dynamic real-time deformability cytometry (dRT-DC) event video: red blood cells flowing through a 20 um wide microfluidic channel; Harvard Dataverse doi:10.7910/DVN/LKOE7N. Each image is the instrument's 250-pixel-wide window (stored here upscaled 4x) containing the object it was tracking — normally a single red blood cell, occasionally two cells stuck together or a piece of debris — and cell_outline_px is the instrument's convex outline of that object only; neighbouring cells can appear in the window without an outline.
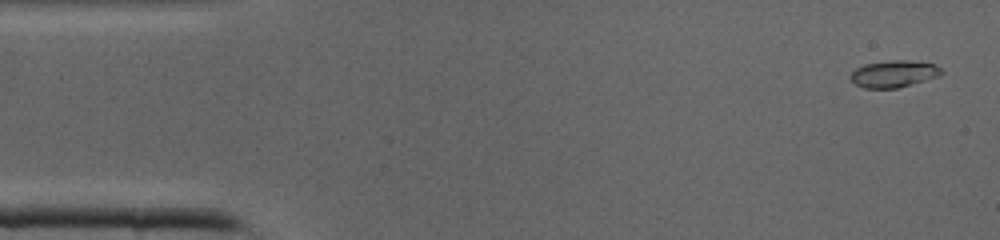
{"species": "common noctule bat (a hibernating species)", "species_latin": "Nyctalus noctula", "temperature_condition": "cold", "stored_images_in_passage": 42, "camera_frame_rate_fps": 3000, "um_per_image_px": 0.085, "animal": {"sex": "male", "body_mass_g": 19.0, "forearm_length_mm": 50.8}, "frame": {"image": 1, "passage_image": 2, "time_ms": 0.333, "image_size_px": [1000, 240], "cell_outline_px": [[944, 72], [940, 76], [896, 88], [864, 88], [856, 84], [848, 76], [856, 68], [864, 64], [892, 60], [904, 60], [936, 64]], "centroid_in_image_um": [75.97, 6.27], "position_along_channel_um": 9.0, "area_um2": 14.16}}
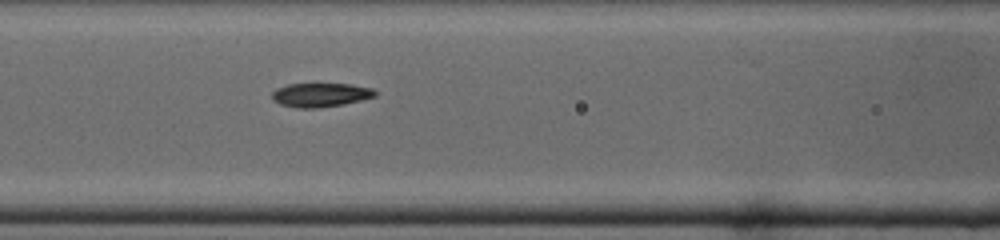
{"frame": {"image": 2, "passage_image": 17, "time_ms": 5.333, "image_size_px": [1000, 240], "cell_outline_px": [[376, 96], [344, 104], [320, 108], [296, 108], [280, 104], [272, 100], [272, 92], [276, 88], [288, 84], [352, 84], [372, 88], [376, 92]], "centroid_in_image_um": [27.22, 8.07], "position_along_channel_um": 139.4, "area_um2": 14.45}}
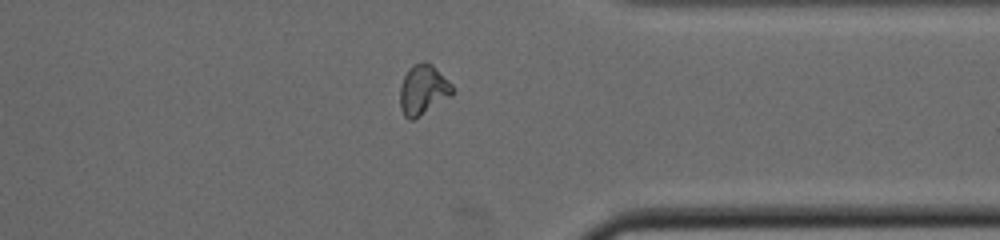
{"frame": {"image": 3, "passage_image": 32, "time_ms": 10.333, "image_size_px": [1000, 240], "cell_outline_px": [[452, 96], [412, 120], [408, 120], [404, 116], [400, 108], [400, 88], [404, 76], [408, 68], [412, 64], [424, 60], [432, 64], [452, 84]], "centroid_in_image_um": [35.95, 7.61], "position_along_channel_um": 375.5, "area_um2": 15.32}}